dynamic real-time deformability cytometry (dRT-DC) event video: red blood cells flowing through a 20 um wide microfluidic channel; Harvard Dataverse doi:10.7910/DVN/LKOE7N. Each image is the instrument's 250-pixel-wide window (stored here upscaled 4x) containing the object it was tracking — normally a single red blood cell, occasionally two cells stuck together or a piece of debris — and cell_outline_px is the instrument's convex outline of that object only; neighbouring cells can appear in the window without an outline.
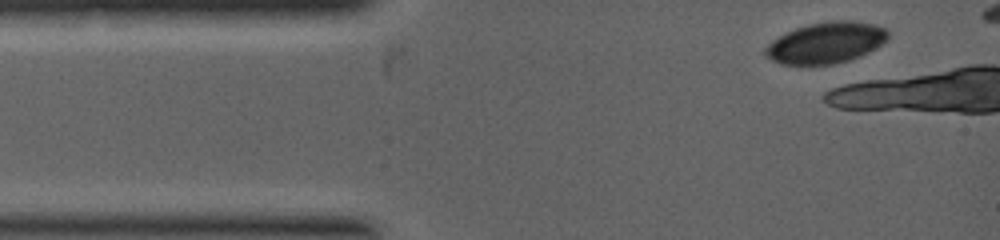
{"species": "common noctule bat (a hibernating species)", "species_latin": "Nyctalus noctula", "temperature_condition": "warm", "stored_images_in_passage": 1, "camera_frame_rate_fps": 5000, "um_per_image_px": 0.085, "animal": {"sex": "female", "body_mass_g": 19.0, "forearm_length_mm": 53.3}, "frame": {"image": 1, "passage_image": 1, "time_ms": 0.0, "image_size_px": [1000, 240], "cell_outline_px": [[888, 40], [868, 52], [860, 56], [848, 60], [832, 64], [780, 64], [764, 56], [764, 48], [772, 40], [796, 28], [812, 24], [832, 20], [852, 20], [872, 24], [884, 28], [888, 32]], "centroid_in_image_um": [70.2, 3.64], "position_along_channel_um": 14.8, "area_um2": 29.13}}